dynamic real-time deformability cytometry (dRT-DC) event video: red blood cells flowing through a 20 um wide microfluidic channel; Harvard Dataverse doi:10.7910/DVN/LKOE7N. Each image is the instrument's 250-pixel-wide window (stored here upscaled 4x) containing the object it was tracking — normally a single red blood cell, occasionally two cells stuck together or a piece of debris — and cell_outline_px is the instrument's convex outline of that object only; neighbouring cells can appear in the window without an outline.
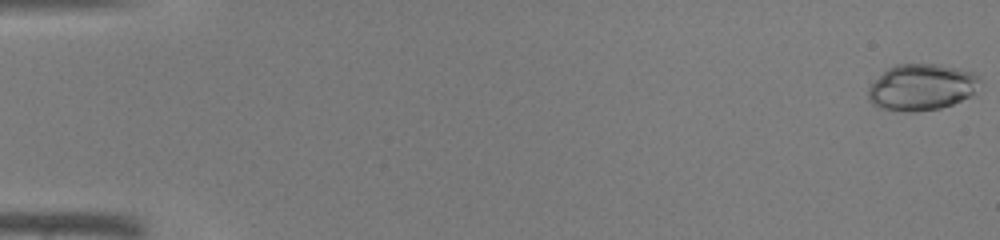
{"species": "common noctule bat (a hibernating species)", "species_latin": "Nyctalus noctula", "temperature_condition": "warm", "stored_images_in_passage": 45, "camera_frame_rate_fps": 3000, "um_per_image_px": 0.085, "animal": {"sex": "male", "body_mass_g": 19.0, "forearm_length_mm": 50.8}, "frame": {"image": 1, "passage_image": 1, "time_ms": 0.0, "image_size_px": [1000, 240], "cell_outline_px": [[980, 80], [972, 92], [968, 96], [952, 104], [940, 108], [912, 112], [904, 112], [880, 108], [872, 104], [868, 100], [868, 88], [888, 68], [896, 64], [940, 64], [972, 72], [980, 76]], "centroid_in_image_um": [78.29, 7.41], "position_along_channel_um": 6.7, "area_um2": 29.88}}
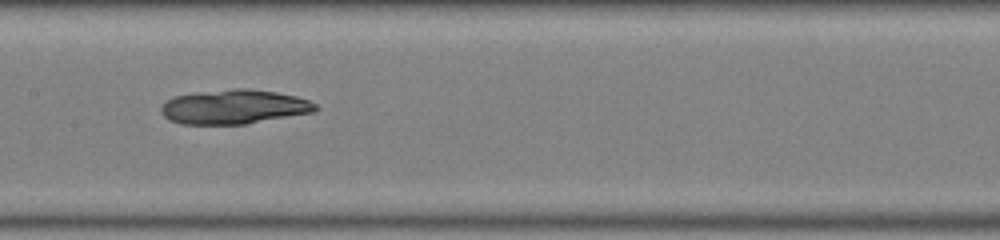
{"frame": {"image": 2, "passage_image": 24, "time_ms": 7.667, "image_size_px": [1000, 240], "cell_outline_px": [[320, 108], [312, 112], [244, 124], [180, 124], [168, 120], [160, 112], [160, 108], [168, 100], [176, 96], [200, 92], [236, 88], [248, 88], [276, 92], [296, 96], [308, 100], [316, 104]], "centroid_in_image_um": [19.89, 9.08], "position_along_channel_um": 187.5, "area_um2": 30.69}}
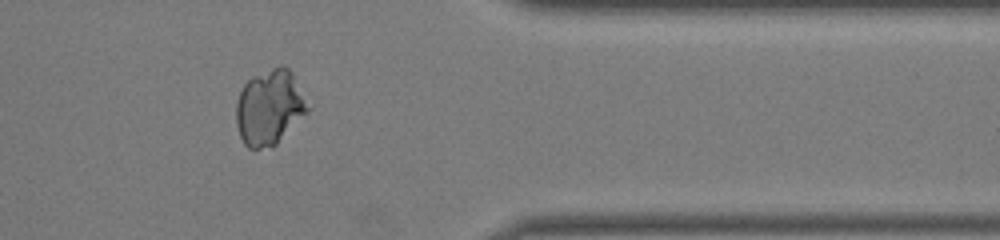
{"frame": {"image": 3, "passage_image": 38, "time_ms": 12.333, "image_size_px": [1000, 240], "cell_outline_px": [[312, 108], [272, 148], [248, 148], [244, 144], [240, 136], [236, 124], [236, 104], [240, 92], [244, 84], [252, 76], [280, 64], [284, 64], [292, 72]], "centroid_in_image_um": [22.93, 9.11], "position_along_channel_um": 388.5, "area_um2": 31.73}}